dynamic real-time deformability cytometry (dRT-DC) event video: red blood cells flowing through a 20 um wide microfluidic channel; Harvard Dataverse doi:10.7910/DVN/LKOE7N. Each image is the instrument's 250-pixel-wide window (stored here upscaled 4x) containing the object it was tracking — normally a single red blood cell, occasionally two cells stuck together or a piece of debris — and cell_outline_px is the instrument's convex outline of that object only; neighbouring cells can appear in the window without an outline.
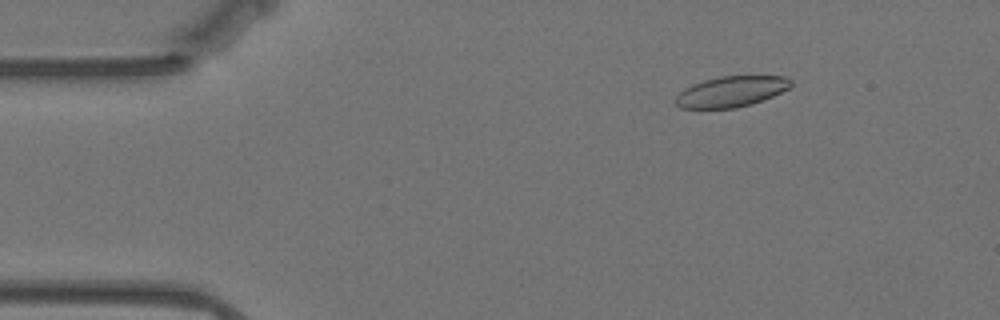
{"species": "Egyptian fruit bat (a non-hibernating species)", "species_latin": "Rousettus aegyptiacus", "temperature_condition": "warm", "stored_images_in_passage": 57, "camera_frame_rate_fps": 3000, "um_per_image_px": 0.085, "animal": {"sex": "female"}, "frame": {"image": 1, "passage_image": 8, "time_ms": 2.333, "image_size_px": [1000, 320], "cell_outline_px": [[792, 84], [788, 88], [772, 96], [752, 104], [736, 108], [680, 108], [672, 100], [684, 88], [692, 84], [704, 80], [720, 76], [784, 76], [792, 80]], "centroid_in_image_um": [62.11, 7.78], "position_along_channel_um": 22.9, "area_um2": 20.63}}
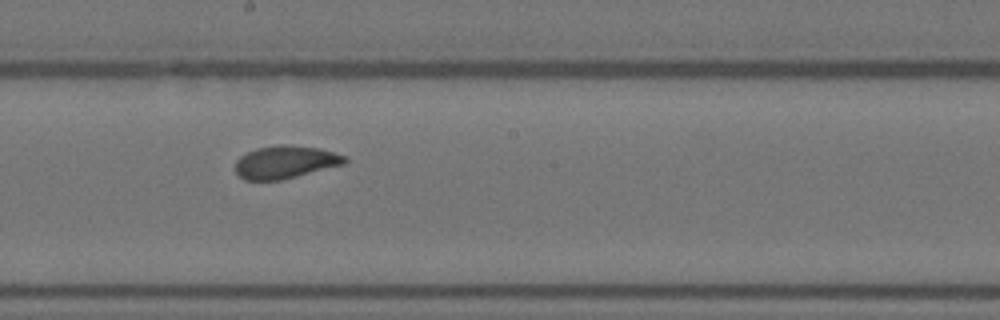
{"frame": {"image": 2, "passage_image": 31, "time_ms": 10.0, "image_size_px": [1000, 320], "cell_outline_px": [[348, 160], [344, 164], [280, 180], [244, 180], [236, 172], [236, 160], [240, 156], [256, 148], [276, 144], [284, 144], [320, 148], [344, 156]], "centroid_in_image_um": [24.22, 13.77], "position_along_channel_um": 224.0, "area_um2": 20.75}}
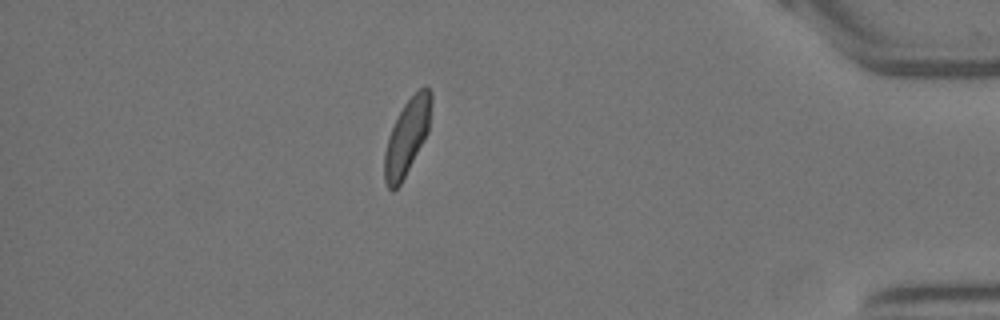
{"frame": {"image": 3, "passage_image": 50, "time_ms": 16.333, "image_size_px": [1000, 320], "cell_outline_px": [[432, 100], [428, 132], [400, 184], [392, 192], [388, 188], [384, 180], [384, 152], [392, 128], [404, 104], [424, 84], [432, 92]], "centroid_in_image_um": [34.6, 11.62], "position_along_channel_um": 400.6, "area_um2": 20.17}, "authors_computed_cell_mechanics": {"area_um2": 21.2126, "velocity_mm_per_s": 3.4941, "shape_relaxation_time_tau1_ms": 4.9095, "shape_relaxation_time_tau2_ms": 1.4832, "deformation_change_tau1": 0.1376, "deformation_change_tau2": 0.0675}}